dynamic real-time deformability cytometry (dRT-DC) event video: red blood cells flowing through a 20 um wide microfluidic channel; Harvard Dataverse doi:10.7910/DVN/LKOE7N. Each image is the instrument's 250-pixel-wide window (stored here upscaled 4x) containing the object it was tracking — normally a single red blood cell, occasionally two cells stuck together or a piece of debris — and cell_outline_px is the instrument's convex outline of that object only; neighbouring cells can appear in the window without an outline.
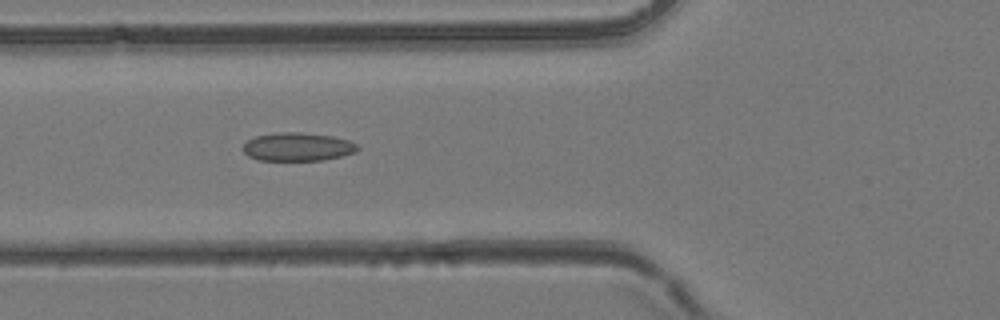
{"species": "common noctule bat (a hibernating species)", "species_latin": "Nyctalus noctula", "temperature_condition": "room temperature", "stored_images_in_passage": 44, "camera_frame_rate_fps": 3000, "um_per_image_px": 0.085, "animal": {"sex": "female", "body_mass_g": 24.6, "forearm_length_mm": 56.2}, "frame": {"image": 1, "passage_image": 17, "time_ms": 5.333, "image_size_px": [1000, 320], "cell_outline_px": [[360, 148], [356, 152], [324, 160], [256, 160], [248, 156], [240, 148], [248, 140], [256, 136], [280, 132], [300, 132], [332, 136], [348, 140], [356, 144]], "centroid_in_image_um": [25.27, 12.48], "position_along_channel_um": 100.5, "area_um2": 18.96}}
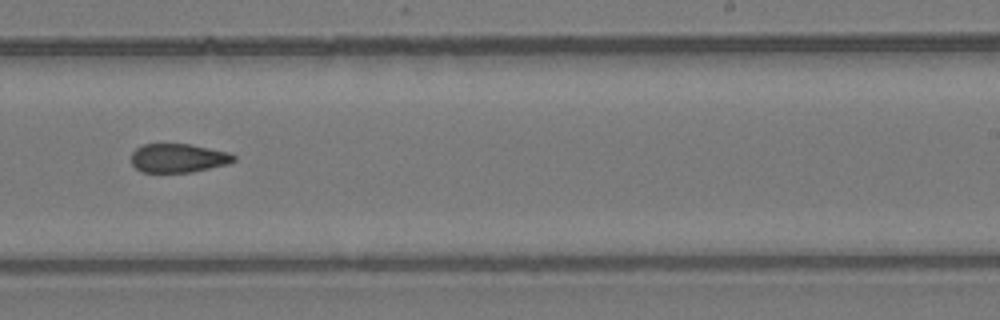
{"frame": {"image": 2, "passage_image": 28, "time_ms": 9.0, "image_size_px": [1000, 320], "cell_outline_px": [[236, 160], [228, 164], [192, 172], [140, 172], [132, 164], [132, 152], [140, 144], [192, 144], [228, 152], [236, 156]], "centroid_in_image_um": [15.15, 13.43], "position_along_channel_um": 273.8, "area_um2": 17.34}}
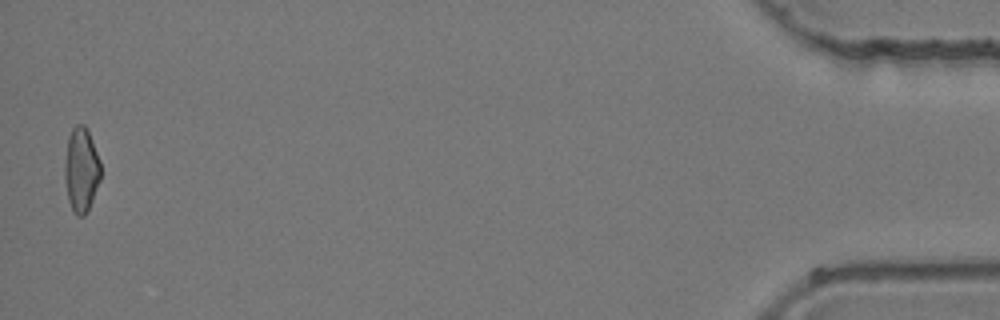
{"frame": {"image": 3, "passage_image": 44, "time_ms": 14.333, "image_size_px": [1000, 320], "cell_outline_px": [[100, 180], [92, 200], [84, 216], [76, 216], [72, 212], [68, 200], [64, 176], [64, 164], [68, 136], [72, 128], [76, 124], [84, 124], [88, 128], [100, 160]], "centroid_in_image_um": [6.89, 14.4], "position_along_channel_um": 428.3, "area_um2": 17.98}}